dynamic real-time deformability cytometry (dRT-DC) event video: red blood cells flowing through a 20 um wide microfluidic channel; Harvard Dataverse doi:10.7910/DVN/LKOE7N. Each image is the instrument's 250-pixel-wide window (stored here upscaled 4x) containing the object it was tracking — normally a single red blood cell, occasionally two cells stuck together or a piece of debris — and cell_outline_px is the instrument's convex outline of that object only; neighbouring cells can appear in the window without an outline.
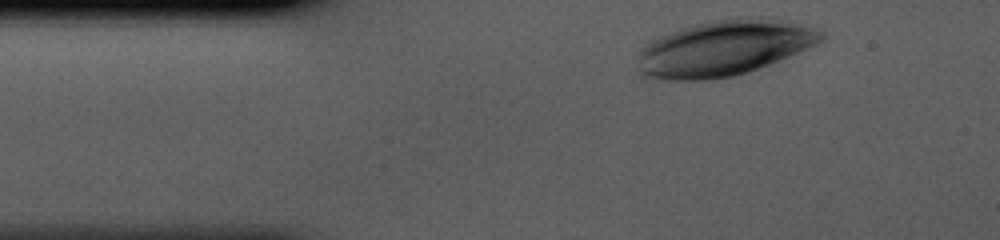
{"species": "human", "species_latin": "Homo sapiens", "temperature_condition": "cold", "stored_images_in_passage": 32, "camera_frame_rate_fps": 3000, "um_per_image_px": 0.085, "donor": {"sex": "male"}, "frame": {"image": 1, "passage_image": 1, "time_ms": 0.0, "image_size_px": [1000, 240], "cell_outline_px": [[824, 36], [816, 44], [788, 56], [748, 72], [732, 76], [708, 80], [660, 80], [640, 76], [640, 52], [652, 40], [660, 36], [680, 28], [696, 24], [716, 20], [748, 16], [760, 16], [788, 20], [824, 32]], "centroid_in_image_um": [61.54, 4.08], "position_along_channel_um": 23.5, "area_um2": 59.07}}
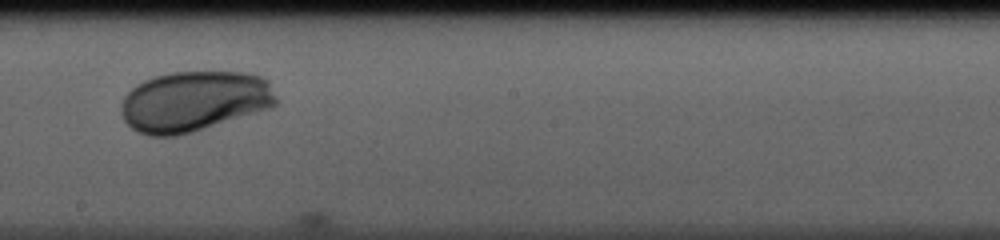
{"frame": {"image": 2, "passage_image": 19, "time_ms": 6.0, "image_size_px": [1000, 240], "cell_outline_px": [[276, 104], [272, 108], [192, 132], [176, 136], [148, 136], [132, 128], [124, 120], [120, 112], [120, 104], [124, 96], [136, 84], [144, 80], [156, 76], [172, 72], [248, 72], [260, 76], [268, 80], [276, 96]], "centroid_in_image_um": [16.5, 8.61], "position_along_channel_um": 231.7, "area_um2": 54.91}}
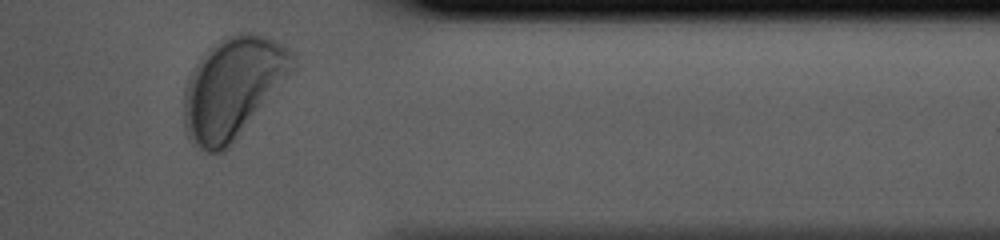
{"frame": {"image": 3, "passage_image": 31, "time_ms": 10.0, "image_size_px": [1000, 240], "cell_outline_px": [[296, 68], [228, 148], [220, 152], [208, 152], [200, 148], [184, 132], [184, 92], [188, 80], [196, 64], [224, 36], [240, 32], [252, 32], [268, 36], [284, 44], [296, 52]], "centroid_in_image_um": [19.85, 7.41], "position_along_channel_um": 391.6, "area_um2": 63.58}}